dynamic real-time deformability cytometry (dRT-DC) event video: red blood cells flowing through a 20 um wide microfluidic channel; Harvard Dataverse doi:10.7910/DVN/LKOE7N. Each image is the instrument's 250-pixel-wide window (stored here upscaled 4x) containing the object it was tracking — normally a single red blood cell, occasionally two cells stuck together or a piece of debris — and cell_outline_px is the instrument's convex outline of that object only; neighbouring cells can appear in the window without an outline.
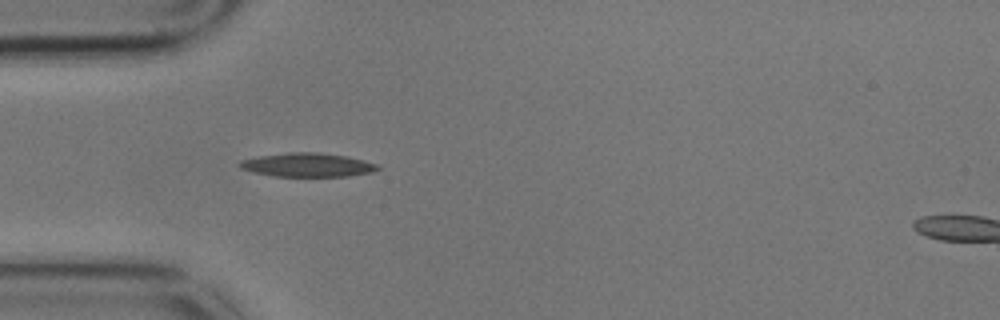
{"species": "common noctule bat (a hibernating species)", "species_latin": "Nyctalus noctula", "temperature_condition": "cold", "stored_images_in_passage": 6, "segment_of_instrument_passage": [1, 2], "camera_frame_rate_fps": 3000, "um_per_image_px": 0.085, "animal": {"sex": "male", "body_mass_g": 17.9}, "frame": {"image": 1, "passage_image": 5, "time_ms": 1.333, "image_size_px": [1000, 320], "cell_outline_px": [[380, 168], [372, 172], [348, 176], [276, 176], [252, 172], [240, 168], [236, 164], [240, 160], [256, 156], [288, 152], [320, 152], [348, 156], [364, 160], [376, 164]], "centroid_in_image_um": [26.09, 14.0], "position_along_channel_um": 58.9, "area_um2": 19.31}}